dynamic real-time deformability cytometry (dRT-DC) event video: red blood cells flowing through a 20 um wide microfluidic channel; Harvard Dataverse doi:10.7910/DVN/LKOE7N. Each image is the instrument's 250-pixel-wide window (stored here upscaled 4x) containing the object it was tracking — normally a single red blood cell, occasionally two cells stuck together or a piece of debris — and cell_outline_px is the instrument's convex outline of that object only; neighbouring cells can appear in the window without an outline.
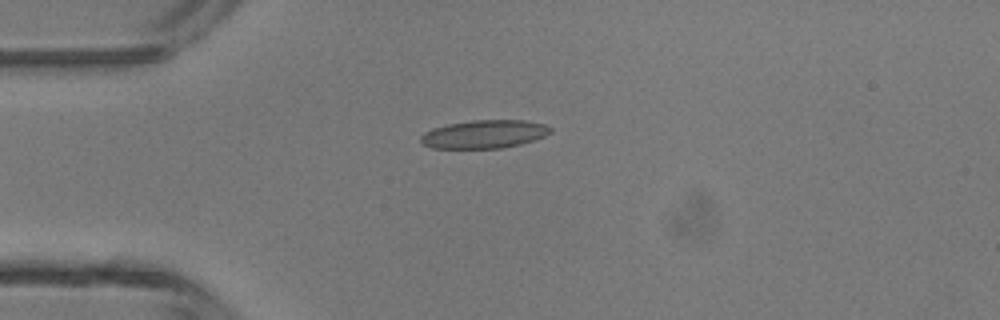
{"species": "common noctule bat (a hibernating species)", "species_latin": "Nyctalus noctula", "temperature_condition": "room temperature", "stored_images_in_passage": 4, "camera_frame_rate_fps": 3000, "um_per_image_px": 0.085, "animal": {"sex": "male", "body_mass_g": 13.3}, "frame": {"image": 1, "passage_image": 3, "time_ms": 3.0, "image_size_px": [1000, 320], "cell_outline_px": [[552, 132], [544, 136], [520, 144], [500, 148], [432, 148], [424, 144], [420, 140], [420, 136], [424, 132], [432, 128], [448, 124], [472, 120], [524, 120], [544, 124], [552, 128]], "centroid_in_image_um": [41.15, 11.4], "position_along_channel_um": 43.9, "area_um2": 21.27}}